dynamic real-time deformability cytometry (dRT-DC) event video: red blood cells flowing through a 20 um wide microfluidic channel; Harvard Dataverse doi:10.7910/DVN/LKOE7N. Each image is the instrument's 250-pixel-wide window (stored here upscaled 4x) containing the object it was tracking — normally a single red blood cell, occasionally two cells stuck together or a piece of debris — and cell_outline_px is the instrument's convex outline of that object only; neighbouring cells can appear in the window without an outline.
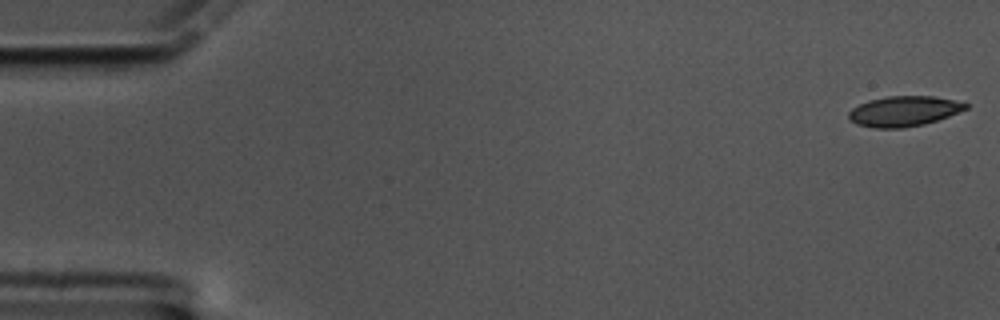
{"species": "common noctule bat (a hibernating species)", "species_latin": "Nyctalus noctula", "temperature_condition": "cold", "stored_images_in_passage": 59, "camera_frame_rate_fps": 3000, "um_per_image_px": 0.085, "animal": {"sex": "male", "body_mass_g": 17.5, "forearm_length_mm": 52.3}, "frame": {"image": 1, "passage_image": 1, "time_ms": 0.0, "image_size_px": [1000, 320], "cell_outline_px": [[968, 108], [948, 116], [924, 124], [904, 128], [872, 128], [856, 124], [848, 116], [848, 112], [852, 108], [868, 100], [888, 96], [932, 96], [952, 100], [968, 104]], "centroid_in_image_um": [76.79, 9.46], "position_along_channel_um": 8.2, "area_um2": 20.46}}
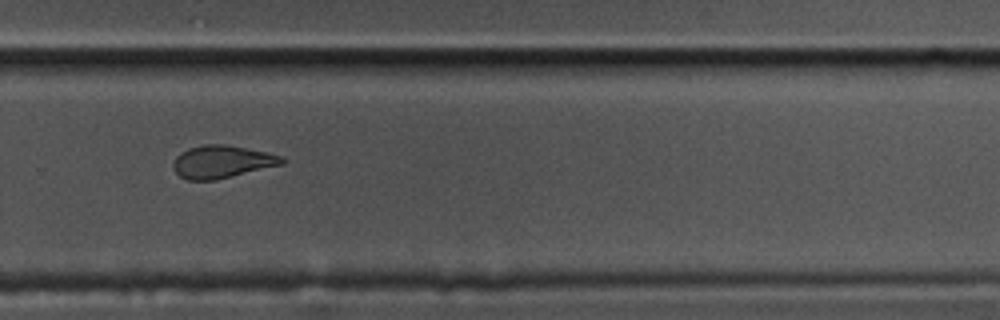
{"frame": {"image": 2, "passage_image": 40, "time_ms": 13.0, "image_size_px": [1000, 320], "cell_outline_px": [[288, 160], [284, 164], [216, 180], [188, 180], [180, 176], [176, 172], [172, 164], [176, 156], [180, 152], [188, 148], [204, 144], [224, 144], [268, 152], [280, 156]], "centroid_in_image_um": [18.88, 13.74], "position_along_channel_um": 310.9, "area_um2": 20.81}}
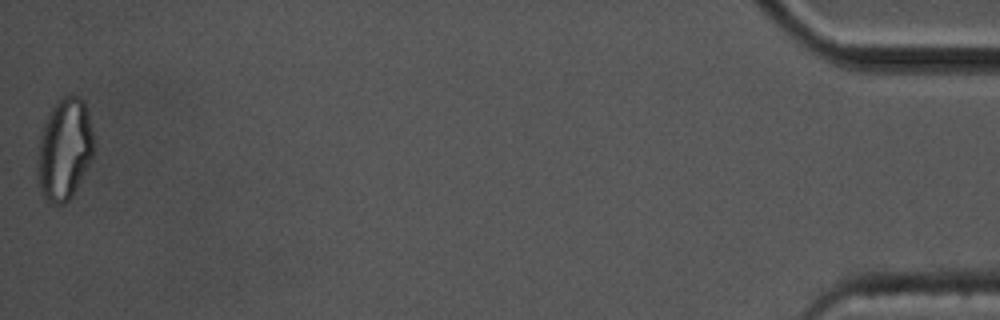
{"frame": {"image": 3, "passage_image": 59, "time_ms": 19.333, "image_size_px": [1000, 320], "cell_outline_px": [[92, 156], [72, 196], [64, 204], [52, 204], [40, 192], [36, 180], [36, 160], [40, 136], [44, 124], [52, 108], [60, 96], [80, 96], [84, 100], [92, 132]], "centroid_in_image_um": [5.42, 12.71], "position_along_channel_um": 429.8, "area_um2": 33.18}, "authors_computed_cell_mechanics": {"area_um2": 21.6172, "velocity_mm_per_s": 3.3846, "shape_relaxation_time_tau1_ms": 7.4809, "shape_relaxation_time_tau2_ms": 3.6457, "deformation_change_tau1": 0.1573, "deformation_change_tau2": 0.0996}}